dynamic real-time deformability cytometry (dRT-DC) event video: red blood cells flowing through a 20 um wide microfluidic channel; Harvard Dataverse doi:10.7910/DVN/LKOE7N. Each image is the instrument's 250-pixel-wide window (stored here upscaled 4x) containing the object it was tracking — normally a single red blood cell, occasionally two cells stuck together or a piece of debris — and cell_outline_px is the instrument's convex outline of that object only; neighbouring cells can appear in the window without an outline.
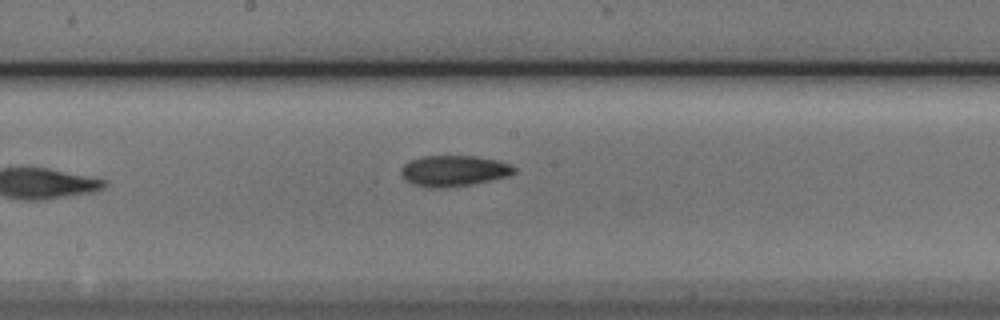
{"species": "Egyptian fruit bat (a non-hibernating species)", "species_latin": "Rousettus aegyptiacus", "temperature_condition": "cold", "stored_images_in_passage": 7, "camera_frame_rate_fps": 3000, "um_per_image_px": 0.085, "animal": {"sex": "male"}, "frame": {"image": 1, "passage_image": 7, "time_ms": 2.0, "image_size_px": [1000, 320], "cell_outline_px": [[516, 172], [508, 176], [472, 184], [444, 188], [432, 188], [412, 184], [404, 180], [400, 172], [400, 168], [408, 160], [420, 156], [472, 156], [496, 160], [512, 164], [516, 168]], "centroid_in_image_um": [38.53, 14.52], "position_along_channel_um": 209.7, "area_um2": 20.58}}